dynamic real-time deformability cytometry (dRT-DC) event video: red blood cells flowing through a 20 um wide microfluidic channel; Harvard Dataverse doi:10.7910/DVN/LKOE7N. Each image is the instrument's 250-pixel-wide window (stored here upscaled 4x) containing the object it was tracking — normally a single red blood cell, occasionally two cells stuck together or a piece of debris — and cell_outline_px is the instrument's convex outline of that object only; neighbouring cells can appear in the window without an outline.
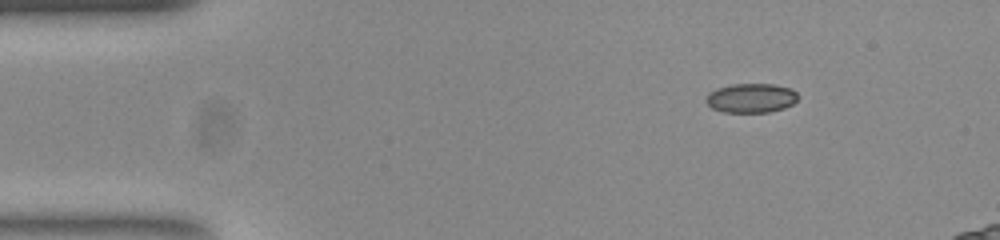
{"species": "common noctule bat (a hibernating species)", "species_latin": "Nyctalus noctula", "temperature_condition": "room temperature", "stored_images_in_passage": 45, "camera_frame_rate_fps": 3000, "um_per_image_px": 0.085, "animal": {"sex": "female", "body_mass_g": 23.0, "forearm_length_mm": 53.4}, "frame": {"image": 1, "passage_image": 1, "time_ms": 0.0, "image_size_px": [1000, 240], "cell_outline_px": [[796, 100], [792, 104], [784, 108], [768, 112], [724, 112], [712, 108], [704, 100], [708, 92], [716, 88], [732, 84], [772, 84], [792, 88], [796, 92]], "centroid_in_image_um": [63.81, 8.32], "position_along_channel_um": 21.2, "area_um2": 15.72}}
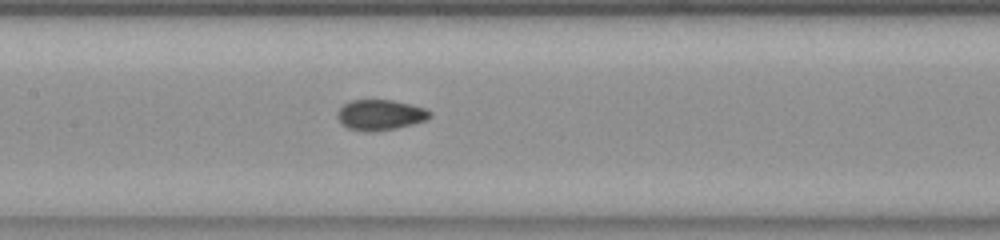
{"frame": {"image": 2, "passage_image": 19, "time_ms": 6.0, "image_size_px": [1000, 240], "cell_outline_px": [[432, 116], [428, 120], [396, 128], [372, 132], [364, 132], [348, 128], [340, 124], [336, 116], [336, 112], [344, 104], [352, 100], [392, 100], [412, 104], [424, 108], [432, 112]], "centroid_in_image_um": [32.31, 9.77], "position_along_channel_um": 175.1, "area_um2": 16.7}}
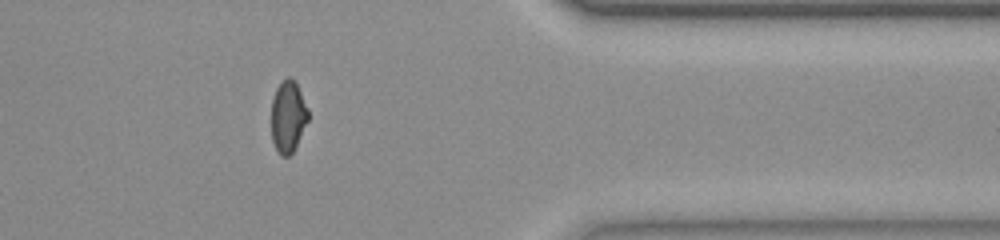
{"frame": {"image": 3, "passage_image": 37, "time_ms": 12.0, "image_size_px": [1000, 240], "cell_outline_px": [[308, 120], [292, 152], [288, 156], [280, 156], [272, 140], [272, 100], [276, 88], [288, 76], [296, 80], [308, 108]], "centroid_in_image_um": [24.49, 9.87], "position_along_channel_um": 386.9, "area_um2": 15.26}, "authors_computed_cell_mechanics": {"area_um2": 16.1262, "velocity_mm_per_s": 3.8643, "shape_relaxation_time_tau1_ms": null, "shape_relaxation_time_tau2_ms": 1.5381, "deformation_change_tau1": null, "deformation_change_tau2": 0.0576}}